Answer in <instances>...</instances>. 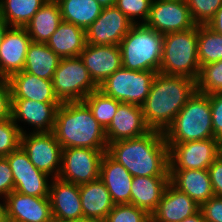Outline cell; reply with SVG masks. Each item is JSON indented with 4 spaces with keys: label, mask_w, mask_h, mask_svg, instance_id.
Listing matches in <instances>:
<instances>
[{
    "label": "cell",
    "mask_w": 222,
    "mask_h": 222,
    "mask_svg": "<svg viewBox=\"0 0 222 222\" xmlns=\"http://www.w3.org/2000/svg\"><path fill=\"white\" fill-rule=\"evenodd\" d=\"M206 25L215 33L222 35V6L217 10L215 16Z\"/></svg>",
    "instance_id": "44"
},
{
    "label": "cell",
    "mask_w": 222,
    "mask_h": 222,
    "mask_svg": "<svg viewBox=\"0 0 222 222\" xmlns=\"http://www.w3.org/2000/svg\"><path fill=\"white\" fill-rule=\"evenodd\" d=\"M186 3L197 25H206L222 6V0H186Z\"/></svg>",
    "instance_id": "38"
},
{
    "label": "cell",
    "mask_w": 222,
    "mask_h": 222,
    "mask_svg": "<svg viewBox=\"0 0 222 222\" xmlns=\"http://www.w3.org/2000/svg\"><path fill=\"white\" fill-rule=\"evenodd\" d=\"M107 149L64 148L58 178L82 185L100 178V164Z\"/></svg>",
    "instance_id": "10"
},
{
    "label": "cell",
    "mask_w": 222,
    "mask_h": 222,
    "mask_svg": "<svg viewBox=\"0 0 222 222\" xmlns=\"http://www.w3.org/2000/svg\"><path fill=\"white\" fill-rule=\"evenodd\" d=\"M79 57L98 86L123 67L119 45L86 44Z\"/></svg>",
    "instance_id": "17"
},
{
    "label": "cell",
    "mask_w": 222,
    "mask_h": 222,
    "mask_svg": "<svg viewBox=\"0 0 222 222\" xmlns=\"http://www.w3.org/2000/svg\"><path fill=\"white\" fill-rule=\"evenodd\" d=\"M61 104L41 103L30 99H12L11 118L22 134L53 132L56 111Z\"/></svg>",
    "instance_id": "13"
},
{
    "label": "cell",
    "mask_w": 222,
    "mask_h": 222,
    "mask_svg": "<svg viewBox=\"0 0 222 222\" xmlns=\"http://www.w3.org/2000/svg\"><path fill=\"white\" fill-rule=\"evenodd\" d=\"M62 22L60 7L55 0H47L24 27L35 43H47Z\"/></svg>",
    "instance_id": "28"
},
{
    "label": "cell",
    "mask_w": 222,
    "mask_h": 222,
    "mask_svg": "<svg viewBox=\"0 0 222 222\" xmlns=\"http://www.w3.org/2000/svg\"><path fill=\"white\" fill-rule=\"evenodd\" d=\"M47 0H0V15L10 27H25Z\"/></svg>",
    "instance_id": "31"
},
{
    "label": "cell",
    "mask_w": 222,
    "mask_h": 222,
    "mask_svg": "<svg viewBox=\"0 0 222 222\" xmlns=\"http://www.w3.org/2000/svg\"><path fill=\"white\" fill-rule=\"evenodd\" d=\"M196 91V80L158 72L142 105L147 126L165 132Z\"/></svg>",
    "instance_id": "2"
},
{
    "label": "cell",
    "mask_w": 222,
    "mask_h": 222,
    "mask_svg": "<svg viewBox=\"0 0 222 222\" xmlns=\"http://www.w3.org/2000/svg\"><path fill=\"white\" fill-rule=\"evenodd\" d=\"M133 176L106 152L100 164V179L108 189L112 201L117 204H129Z\"/></svg>",
    "instance_id": "24"
},
{
    "label": "cell",
    "mask_w": 222,
    "mask_h": 222,
    "mask_svg": "<svg viewBox=\"0 0 222 222\" xmlns=\"http://www.w3.org/2000/svg\"><path fill=\"white\" fill-rule=\"evenodd\" d=\"M211 117L209 95L196 91L165 130L166 143L215 138Z\"/></svg>",
    "instance_id": "5"
},
{
    "label": "cell",
    "mask_w": 222,
    "mask_h": 222,
    "mask_svg": "<svg viewBox=\"0 0 222 222\" xmlns=\"http://www.w3.org/2000/svg\"><path fill=\"white\" fill-rule=\"evenodd\" d=\"M196 85L206 95L222 92V60L201 66Z\"/></svg>",
    "instance_id": "34"
},
{
    "label": "cell",
    "mask_w": 222,
    "mask_h": 222,
    "mask_svg": "<svg viewBox=\"0 0 222 222\" xmlns=\"http://www.w3.org/2000/svg\"><path fill=\"white\" fill-rule=\"evenodd\" d=\"M181 222H206L202 212L199 210L194 215L183 219Z\"/></svg>",
    "instance_id": "45"
},
{
    "label": "cell",
    "mask_w": 222,
    "mask_h": 222,
    "mask_svg": "<svg viewBox=\"0 0 222 222\" xmlns=\"http://www.w3.org/2000/svg\"><path fill=\"white\" fill-rule=\"evenodd\" d=\"M169 147V170L208 169L222 153L218 138L167 143Z\"/></svg>",
    "instance_id": "9"
},
{
    "label": "cell",
    "mask_w": 222,
    "mask_h": 222,
    "mask_svg": "<svg viewBox=\"0 0 222 222\" xmlns=\"http://www.w3.org/2000/svg\"><path fill=\"white\" fill-rule=\"evenodd\" d=\"M62 15V21L73 23L82 29L88 27L101 14L103 7L96 0H55Z\"/></svg>",
    "instance_id": "30"
},
{
    "label": "cell",
    "mask_w": 222,
    "mask_h": 222,
    "mask_svg": "<svg viewBox=\"0 0 222 222\" xmlns=\"http://www.w3.org/2000/svg\"><path fill=\"white\" fill-rule=\"evenodd\" d=\"M170 183L199 206L214 197L208 169L169 170Z\"/></svg>",
    "instance_id": "23"
},
{
    "label": "cell",
    "mask_w": 222,
    "mask_h": 222,
    "mask_svg": "<svg viewBox=\"0 0 222 222\" xmlns=\"http://www.w3.org/2000/svg\"><path fill=\"white\" fill-rule=\"evenodd\" d=\"M197 56L200 67L222 60V35L215 33L207 25H197Z\"/></svg>",
    "instance_id": "32"
},
{
    "label": "cell",
    "mask_w": 222,
    "mask_h": 222,
    "mask_svg": "<svg viewBox=\"0 0 222 222\" xmlns=\"http://www.w3.org/2000/svg\"><path fill=\"white\" fill-rule=\"evenodd\" d=\"M197 48V25L186 31L164 34L159 73L197 80L200 72Z\"/></svg>",
    "instance_id": "6"
},
{
    "label": "cell",
    "mask_w": 222,
    "mask_h": 222,
    "mask_svg": "<svg viewBox=\"0 0 222 222\" xmlns=\"http://www.w3.org/2000/svg\"><path fill=\"white\" fill-rule=\"evenodd\" d=\"M12 99H30L41 103H61L52 80L39 78L26 71L13 74L9 79Z\"/></svg>",
    "instance_id": "22"
},
{
    "label": "cell",
    "mask_w": 222,
    "mask_h": 222,
    "mask_svg": "<svg viewBox=\"0 0 222 222\" xmlns=\"http://www.w3.org/2000/svg\"><path fill=\"white\" fill-rule=\"evenodd\" d=\"M7 222H54L49 197L12 191L4 199Z\"/></svg>",
    "instance_id": "16"
},
{
    "label": "cell",
    "mask_w": 222,
    "mask_h": 222,
    "mask_svg": "<svg viewBox=\"0 0 222 222\" xmlns=\"http://www.w3.org/2000/svg\"><path fill=\"white\" fill-rule=\"evenodd\" d=\"M212 189L216 197H222V153L208 168Z\"/></svg>",
    "instance_id": "43"
},
{
    "label": "cell",
    "mask_w": 222,
    "mask_h": 222,
    "mask_svg": "<svg viewBox=\"0 0 222 222\" xmlns=\"http://www.w3.org/2000/svg\"><path fill=\"white\" fill-rule=\"evenodd\" d=\"M206 222H222V197H212L200 206Z\"/></svg>",
    "instance_id": "42"
},
{
    "label": "cell",
    "mask_w": 222,
    "mask_h": 222,
    "mask_svg": "<svg viewBox=\"0 0 222 222\" xmlns=\"http://www.w3.org/2000/svg\"><path fill=\"white\" fill-rule=\"evenodd\" d=\"M147 27L161 34L181 32L194 28L186 1L153 0L147 21Z\"/></svg>",
    "instance_id": "14"
},
{
    "label": "cell",
    "mask_w": 222,
    "mask_h": 222,
    "mask_svg": "<svg viewBox=\"0 0 222 222\" xmlns=\"http://www.w3.org/2000/svg\"><path fill=\"white\" fill-rule=\"evenodd\" d=\"M12 95L8 79L0 78V122L11 119Z\"/></svg>",
    "instance_id": "40"
},
{
    "label": "cell",
    "mask_w": 222,
    "mask_h": 222,
    "mask_svg": "<svg viewBox=\"0 0 222 222\" xmlns=\"http://www.w3.org/2000/svg\"><path fill=\"white\" fill-rule=\"evenodd\" d=\"M150 130L144 120L142 106L121 103L111 123L105 129V135L109 144L118 140L143 136Z\"/></svg>",
    "instance_id": "20"
},
{
    "label": "cell",
    "mask_w": 222,
    "mask_h": 222,
    "mask_svg": "<svg viewBox=\"0 0 222 222\" xmlns=\"http://www.w3.org/2000/svg\"><path fill=\"white\" fill-rule=\"evenodd\" d=\"M83 102L91 110L93 117L106 129L116 114L120 101L106 96L101 90L91 92Z\"/></svg>",
    "instance_id": "33"
},
{
    "label": "cell",
    "mask_w": 222,
    "mask_h": 222,
    "mask_svg": "<svg viewBox=\"0 0 222 222\" xmlns=\"http://www.w3.org/2000/svg\"><path fill=\"white\" fill-rule=\"evenodd\" d=\"M32 39L24 27H10L0 46V78L23 71Z\"/></svg>",
    "instance_id": "18"
},
{
    "label": "cell",
    "mask_w": 222,
    "mask_h": 222,
    "mask_svg": "<svg viewBox=\"0 0 222 222\" xmlns=\"http://www.w3.org/2000/svg\"><path fill=\"white\" fill-rule=\"evenodd\" d=\"M60 59L46 43L31 42L26 54L23 71L39 78L52 80Z\"/></svg>",
    "instance_id": "29"
},
{
    "label": "cell",
    "mask_w": 222,
    "mask_h": 222,
    "mask_svg": "<svg viewBox=\"0 0 222 222\" xmlns=\"http://www.w3.org/2000/svg\"><path fill=\"white\" fill-rule=\"evenodd\" d=\"M52 84L61 103L83 101L91 92L99 89L80 57L61 58Z\"/></svg>",
    "instance_id": "7"
},
{
    "label": "cell",
    "mask_w": 222,
    "mask_h": 222,
    "mask_svg": "<svg viewBox=\"0 0 222 222\" xmlns=\"http://www.w3.org/2000/svg\"><path fill=\"white\" fill-rule=\"evenodd\" d=\"M163 38V34L145 24H133L119 45L123 68L159 72Z\"/></svg>",
    "instance_id": "4"
},
{
    "label": "cell",
    "mask_w": 222,
    "mask_h": 222,
    "mask_svg": "<svg viewBox=\"0 0 222 222\" xmlns=\"http://www.w3.org/2000/svg\"><path fill=\"white\" fill-rule=\"evenodd\" d=\"M0 222H7L4 200L0 199Z\"/></svg>",
    "instance_id": "47"
},
{
    "label": "cell",
    "mask_w": 222,
    "mask_h": 222,
    "mask_svg": "<svg viewBox=\"0 0 222 222\" xmlns=\"http://www.w3.org/2000/svg\"><path fill=\"white\" fill-rule=\"evenodd\" d=\"M20 146L38 170L52 178H58L61 170L62 147L53 132L22 134Z\"/></svg>",
    "instance_id": "11"
},
{
    "label": "cell",
    "mask_w": 222,
    "mask_h": 222,
    "mask_svg": "<svg viewBox=\"0 0 222 222\" xmlns=\"http://www.w3.org/2000/svg\"><path fill=\"white\" fill-rule=\"evenodd\" d=\"M170 183V176H135L132 178L130 204L151 214Z\"/></svg>",
    "instance_id": "25"
},
{
    "label": "cell",
    "mask_w": 222,
    "mask_h": 222,
    "mask_svg": "<svg viewBox=\"0 0 222 222\" xmlns=\"http://www.w3.org/2000/svg\"><path fill=\"white\" fill-rule=\"evenodd\" d=\"M21 135L12 118L0 122V157H6L20 147Z\"/></svg>",
    "instance_id": "37"
},
{
    "label": "cell",
    "mask_w": 222,
    "mask_h": 222,
    "mask_svg": "<svg viewBox=\"0 0 222 222\" xmlns=\"http://www.w3.org/2000/svg\"><path fill=\"white\" fill-rule=\"evenodd\" d=\"M69 222H100V221L83 217V218H80V219H77V220H72V221H69Z\"/></svg>",
    "instance_id": "49"
},
{
    "label": "cell",
    "mask_w": 222,
    "mask_h": 222,
    "mask_svg": "<svg viewBox=\"0 0 222 222\" xmlns=\"http://www.w3.org/2000/svg\"><path fill=\"white\" fill-rule=\"evenodd\" d=\"M153 0H117L115 6L133 24H144L149 16Z\"/></svg>",
    "instance_id": "36"
},
{
    "label": "cell",
    "mask_w": 222,
    "mask_h": 222,
    "mask_svg": "<svg viewBox=\"0 0 222 222\" xmlns=\"http://www.w3.org/2000/svg\"><path fill=\"white\" fill-rule=\"evenodd\" d=\"M214 137L222 139V92L209 95Z\"/></svg>",
    "instance_id": "39"
},
{
    "label": "cell",
    "mask_w": 222,
    "mask_h": 222,
    "mask_svg": "<svg viewBox=\"0 0 222 222\" xmlns=\"http://www.w3.org/2000/svg\"><path fill=\"white\" fill-rule=\"evenodd\" d=\"M14 191L12 170L6 157H0V199Z\"/></svg>",
    "instance_id": "41"
},
{
    "label": "cell",
    "mask_w": 222,
    "mask_h": 222,
    "mask_svg": "<svg viewBox=\"0 0 222 222\" xmlns=\"http://www.w3.org/2000/svg\"><path fill=\"white\" fill-rule=\"evenodd\" d=\"M6 158L12 170L14 191L34 197H49L52 177L38 170L21 146Z\"/></svg>",
    "instance_id": "12"
},
{
    "label": "cell",
    "mask_w": 222,
    "mask_h": 222,
    "mask_svg": "<svg viewBox=\"0 0 222 222\" xmlns=\"http://www.w3.org/2000/svg\"><path fill=\"white\" fill-rule=\"evenodd\" d=\"M53 133L64 148L107 149L105 129L83 102L62 103L57 111Z\"/></svg>",
    "instance_id": "3"
},
{
    "label": "cell",
    "mask_w": 222,
    "mask_h": 222,
    "mask_svg": "<svg viewBox=\"0 0 222 222\" xmlns=\"http://www.w3.org/2000/svg\"><path fill=\"white\" fill-rule=\"evenodd\" d=\"M103 8L114 6L117 0H96Z\"/></svg>",
    "instance_id": "48"
},
{
    "label": "cell",
    "mask_w": 222,
    "mask_h": 222,
    "mask_svg": "<svg viewBox=\"0 0 222 222\" xmlns=\"http://www.w3.org/2000/svg\"><path fill=\"white\" fill-rule=\"evenodd\" d=\"M46 44L60 58L79 57L87 44L86 30L62 21Z\"/></svg>",
    "instance_id": "27"
},
{
    "label": "cell",
    "mask_w": 222,
    "mask_h": 222,
    "mask_svg": "<svg viewBox=\"0 0 222 222\" xmlns=\"http://www.w3.org/2000/svg\"><path fill=\"white\" fill-rule=\"evenodd\" d=\"M200 210V206L186 193L169 183L157 208L150 214L151 222H181Z\"/></svg>",
    "instance_id": "21"
},
{
    "label": "cell",
    "mask_w": 222,
    "mask_h": 222,
    "mask_svg": "<svg viewBox=\"0 0 222 222\" xmlns=\"http://www.w3.org/2000/svg\"><path fill=\"white\" fill-rule=\"evenodd\" d=\"M10 28V26L7 24V22L4 20V18L0 15V46L4 39V36L7 32V30Z\"/></svg>",
    "instance_id": "46"
},
{
    "label": "cell",
    "mask_w": 222,
    "mask_h": 222,
    "mask_svg": "<svg viewBox=\"0 0 222 222\" xmlns=\"http://www.w3.org/2000/svg\"><path fill=\"white\" fill-rule=\"evenodd\" d=\"M49 198L54 222H69L84 217L79 185L52 178Z\"/></svg>",
    "instance_id": "19"
},
{
    "label": "cell",
    "mask_w": 222,
    "mask_h": 222,
    "mask_svg": "<svg viewBox=\"0 0 222 222\" xmlns=\"http://www.w3.org/2000/svg\"><path fill=\"white\" fill-rule=\"evenodd\" d=\"M133 23L115 5L103 8L86 30L87 44L120 45Z\"/></svg>",
    "instance_id": "15"
},
{
    "label": "cell",
    "mask_w": 222,
    "mask_h": 222,
    "mask_svg": "<svg viewBox=\"0 0 222 222\" xmlns=\"http://www.w3.org/2000/svg\"><path fill=\"white\" fill-rule=\"evenodd\" d=\"M104 222H151V216L146 210L133 204H117Z\"/></svg>",
    "instance_id": "35"
},
{
    "label": "cell",
    "mask_w": 222,
    "mask_h": 222,
    "mask_svg": "<svg viewBox=\"0 0 222 222\" xmlns=\"http://www.w3.org/2000/svg\"><path fill=\"white\" fill-rule=\"evenodd\" d=\"M106 153L135 176H170L169 147L164 132L150 130L143 136L118 140Z\"/></svg>",
    "instance_id": "1"
},
{
    "label": "cell",
    "mask_w": 222,
    "mask_h": 222,
    "mask_svg": "<svg viewBox=\"0 0 222 222\" xmlns=\"http://www.w3.org/2000/svg\"><path fill=\"white\" fill-rule=\"evenodd\" d=\"M79 193L84 217L104 222L115 205L104 182L98 178L79 185Z\"/></svg>",
    "instance_id": "26"
},
{
    "label": "cell",
    "mask_w": 222,
    "mask_h": 222,
    "mask_svg": "<svg viewBox=\"0 0 222 222\" xmlns=\"http://www.w3.org/2000/svg\"><path fill=\"white\" fill-rule=\"evenodd\" d=\"M157 73L156 71L128 70L122 67L109 76L99 86V90L121 103L142 106Z\"/></svg>",
    "instance_id": "8"
}]
</instances>
